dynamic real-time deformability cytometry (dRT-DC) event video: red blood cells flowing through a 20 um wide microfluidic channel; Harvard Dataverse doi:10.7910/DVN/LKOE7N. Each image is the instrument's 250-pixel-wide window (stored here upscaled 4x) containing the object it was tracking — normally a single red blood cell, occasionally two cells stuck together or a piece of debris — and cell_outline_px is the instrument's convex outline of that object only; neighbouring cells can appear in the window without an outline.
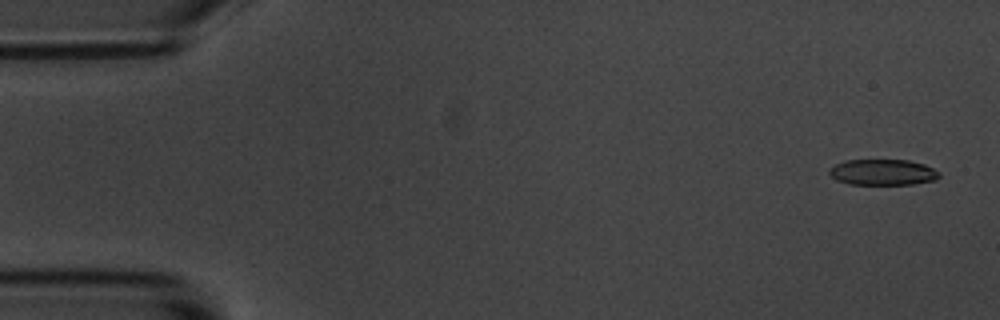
{"species": "common noctule bat (a hibernating species)", "species_latin": "Nyctalus noctula", "temperature_condition": "room temperature", "stored_images_in_passage": 12, "camera_frame_rate_fps": 3000, "um_per_image_px": 0.085, "animal": {"sex": "male", "body_mass_g": 20.1, "forearm_length_mm": 53.5}, "frame": {"image": 1, "passage_image": 2, "time_ms": 0.333, "image_size_px": [1000, 320], "cell_outline_px": [[940, 176], [936, 180], [912, 184], [848, 184], [836, 180], [828, 172], [836, 164], [844, 160], [908, 160], [924, 164], [940, 172]], "centroid_in_image_um": [75.05, 14.64], "position_along_channel_um": 9.9, "area_um2": 16.53}}